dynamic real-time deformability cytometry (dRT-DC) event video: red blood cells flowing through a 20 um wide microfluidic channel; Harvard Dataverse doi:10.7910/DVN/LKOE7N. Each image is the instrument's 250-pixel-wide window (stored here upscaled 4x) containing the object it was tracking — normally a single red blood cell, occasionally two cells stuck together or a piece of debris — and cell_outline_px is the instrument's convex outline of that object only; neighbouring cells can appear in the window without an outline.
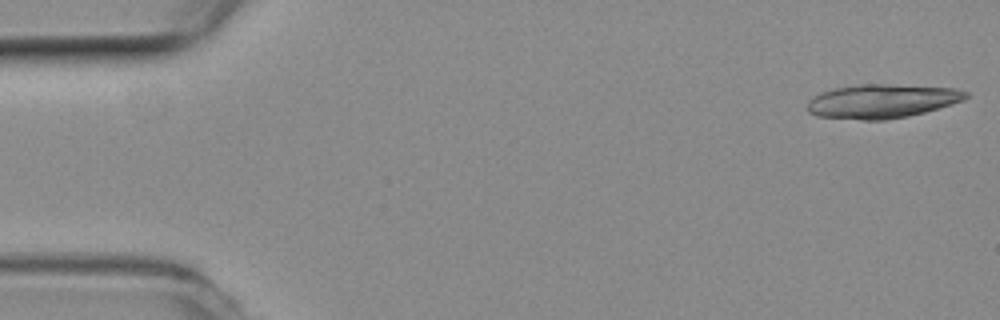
{"species": "common noctule bat (a hibernating species)", "species_latin": "Nyctalus noctula", "temperature_condition": "room temperature", "stored_images_in_passage": 17, "camera_frame_rate_fps": 3000, "um_per_image_px": 0.085, "animal": {"sex": "female", "body_mass_g": 19.3, "forearm_length_mm": 54.1}, "frame": {"image": 1, "passage_image": 1, "time_ms": 0.0, "image_size_px": [1000, 320], "cell_outline_px": [[968, 96], [964, 100], [924, 112], [908, 116], [884, 120], [864, 120], [816, 116], [808, 112], [808, 100], [812, 96], [820, 92], [836, 88], [860, 84], [884, 84], [952, 88], [968, 92]], "centroid_in_image_um": [74.92, 8.6], "position_along_channel_um": 10.1, "area_um2": 31.15}}